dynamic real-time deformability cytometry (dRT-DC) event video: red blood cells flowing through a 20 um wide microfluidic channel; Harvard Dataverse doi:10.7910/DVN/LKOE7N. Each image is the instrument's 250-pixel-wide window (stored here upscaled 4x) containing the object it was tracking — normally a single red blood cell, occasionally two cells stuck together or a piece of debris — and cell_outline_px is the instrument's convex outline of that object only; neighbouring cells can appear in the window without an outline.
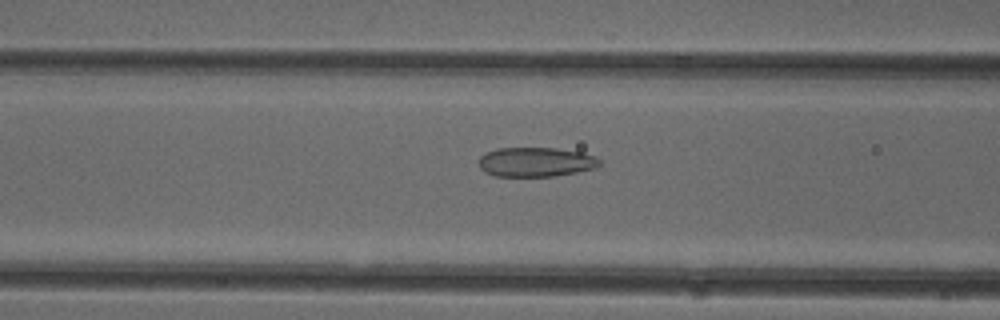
{"species": "common noctule bat (a hibernating species)", "species_latin": "Nyctalus noctula", "temperature_condition": "cold", "stored_images_in_passage": 36, "camera_frame_rate_fps": 3000, "um_per_image_px": 0.085, "animal": {"sex": "female"}, "frame": {"image": 1, "passage_image": 5, "time_ms": 1.333, "image_size_px": [1000, 320], "cell_outline_px": [[600, 164], [596, 168], [576, 172], [552, 176], [496, 176], [484, 172], [480, 168], [480, 156], [496, 148], [556, 148], [580, 152], [596, 156], [600, 160]], "centroid_in_image_um": [45.55, 13.77], "position_along_channel_um": 121.0, "area_um2": 20.63}}
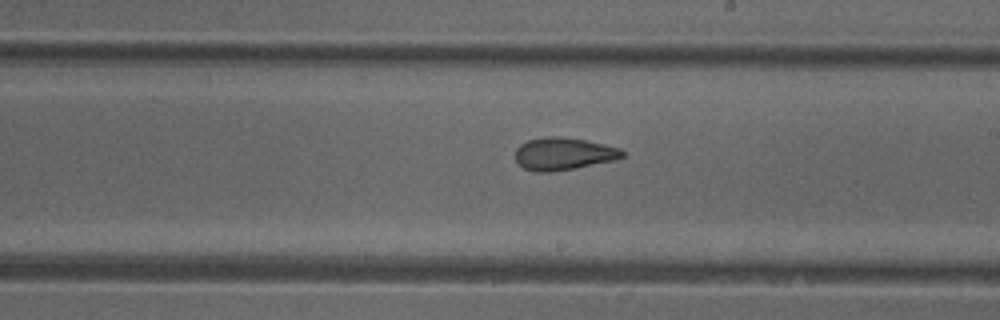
{"frame": {"image": 2, "passage_image": 14, "time_ms": 4.333, "image_size_px": [1000, 320], "cell_outline_px": [[624, 156], [616, 160], [576, 168], [552, 172], [536, 172], [524, 168], [516, 160], [516, 148], [520, 144], [528, 140], [544, 136], [560, 136], [584, 140], [620, 148], [624, 152]], "centroid_in_image_um": [47.89, 13.07], "position_along_channel_um": 241.1, "area_um2": 20.29}}
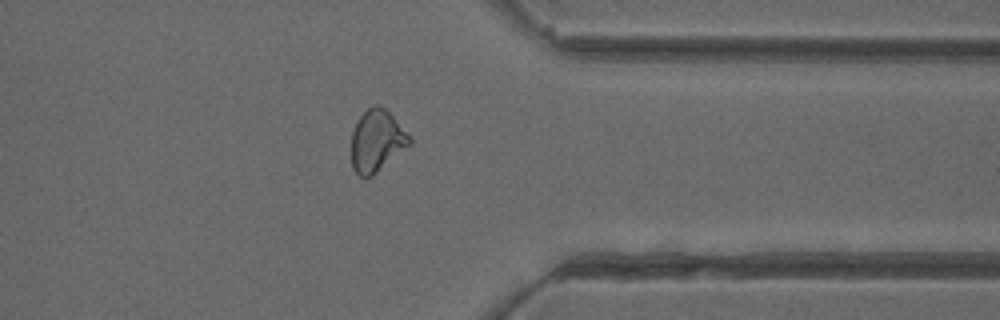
{"frame": {"image": 3, "passage_image": 25, "time_ms": 8.0, "image_size_px": [1000, 320], "cell_outline_px": [[412, 144], [372, 176], [360, 176], [352, 168], [352, 132], [360, 116], [368, 108], [376, 104], [384, 108], [412, 136]], "centroid_in_image_um": [32.06, 11.98], "position_along_channel_um": 379.3, "area_um2": 20.87}, "authors_computed_cell_mechanics": {"area_um2": 20.6057, "velocity_mm_per_s": 3.995, "shape_relaxation_time_tau1_ms": null, "shape_relaxation_time_tau2_ms": 1.6868, "deformation_change_tau1": null, "deformation_change_tau2": 0.0756}}